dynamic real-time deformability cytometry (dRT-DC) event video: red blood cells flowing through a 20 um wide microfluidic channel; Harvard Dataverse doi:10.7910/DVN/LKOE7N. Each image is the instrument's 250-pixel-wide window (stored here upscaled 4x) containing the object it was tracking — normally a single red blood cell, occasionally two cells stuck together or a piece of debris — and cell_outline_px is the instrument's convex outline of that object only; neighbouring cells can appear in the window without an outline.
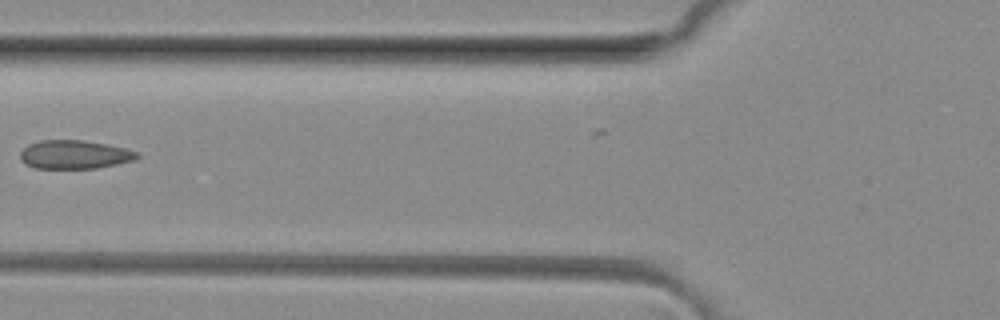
{"species": "common noctule bat (a hibernating species)", "species_latin": "Nyctalus noctula", "temperature_condition": "room temperature", "stored_images_in_passage": 5, "camera_frame_rate_fps": 3000, "um_per_image_px": 0.085, "animal": {"sex": "female", "body_mass_g": 29.2, "forearm_length_mm": 56.3}, "frame": {"image": 1, "passage_image": 5, "time_ms": 1.333, "image_size_px": [1000, 320], "cell_outline_px": [[140, 156], [136, 160], [96, 168], [36, 168], [20, 160], [20, 152], [28, 144], [40, 140], [84, 140], [108, 144], [140, 152]], "centroid_in_image_um": [6.37, 13.12], "position_along_channel_um": 119.4, "area_um2": 19.54}}